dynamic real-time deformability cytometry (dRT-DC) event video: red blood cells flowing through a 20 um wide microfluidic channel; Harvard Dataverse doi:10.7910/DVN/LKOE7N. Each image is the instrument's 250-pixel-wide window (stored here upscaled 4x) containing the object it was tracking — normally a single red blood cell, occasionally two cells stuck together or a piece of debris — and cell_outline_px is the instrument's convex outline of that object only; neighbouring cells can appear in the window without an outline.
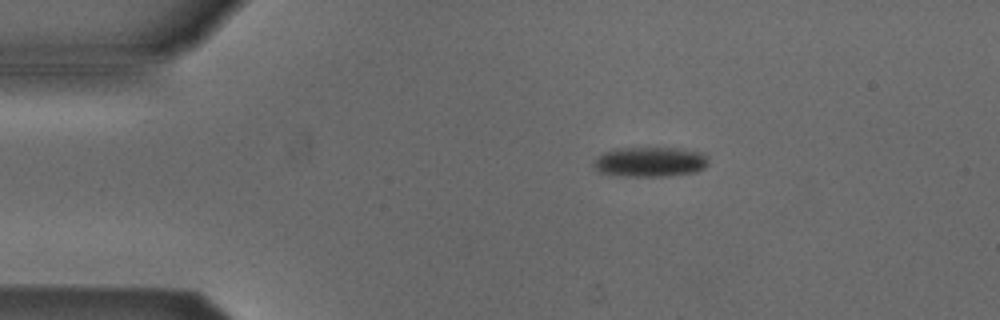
{"species": "Egyptian fruit bat (a non-hibernating species)", "species_latin": "Rousettus aegyptiacus", "temperature_condition": "cold", "stored_images_in_passage": 3, "camera_frame_rate_fps": 3000, "um_per_image_px": 0.085, "animal": {"sex": "male"}, "frame": {"image": 1, "passage_image": 1, "time_ms": 0.0, "image_size_px": [1000, 320], "cell_outline_px": [[708, 164], [704, 168], [696, 172], [664, 176], [620, 176], [600, 172], [592, 164], [604, 152], [616, 148], [676, 148], [700, 152], [708, 160]], "centroid_in_image_um": [55.26, 13.76], "position_along_channel_um": 29.7, "area_um2": 19.77}}